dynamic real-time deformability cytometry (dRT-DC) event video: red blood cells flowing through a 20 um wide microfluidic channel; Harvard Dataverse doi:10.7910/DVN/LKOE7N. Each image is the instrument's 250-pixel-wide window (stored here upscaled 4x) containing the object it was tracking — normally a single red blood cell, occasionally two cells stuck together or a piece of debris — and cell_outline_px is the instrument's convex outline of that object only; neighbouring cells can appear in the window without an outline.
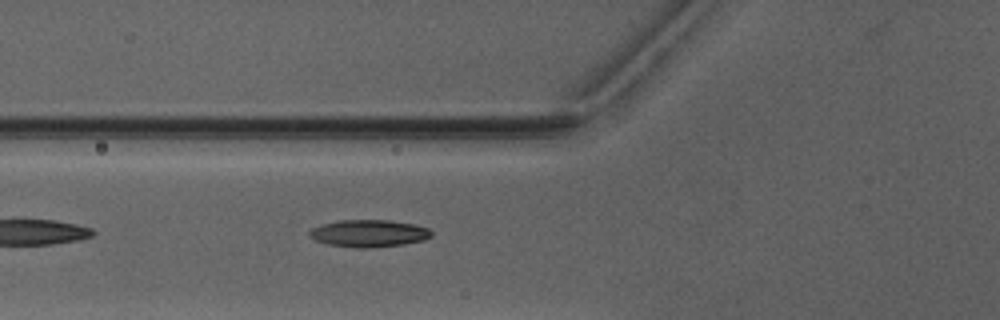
{"species": "Egyptian fruit bat (a non-hibernating species)", "species_latin": "Rousettus aegyptiacus", "temperature_condition": "warm", "stored_images_in_passage": 6, "camera_frame_rate_fps": 3000, "um_per_image_px": 0.085, "animal": {"sex": "male"}, "frame": {"image": 1, "passage_image": 6, "time_ms": 6.0, "image_size_px": [1000, 320], "cell_outline_px": [[432, 236], [424, 240], [404, 244], [368, 248], [356, 248], [328, 244], [316, 240], [308, 236], [308, 232], [312, 228], [320, 224], [340, 220], [388, 220], [416, 224], [428, 228], [432, 232]], "centroid_in_image_um": [31.35, 19.83], "position_along_channel_um": 94.4, "area_um2": 19.48}}